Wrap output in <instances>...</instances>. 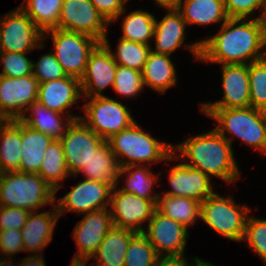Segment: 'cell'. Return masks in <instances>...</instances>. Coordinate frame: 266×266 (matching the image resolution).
I'll use <instances>...</instances> for the list:
<instances>
[{"mask_svg":"<svg viewBox=\"0 0 266 266\" xmlns=\"http://www.w3.org/2000/svg\"><path fill=\"white\" fill-rule=\"evenodd\" d=\"M212 37L186 44L195 61L216 64H250L263 59L261 19L229 18Z\"/></svg>","mask_w":266,"mask_h":266,"instance_id":"6da1fadb","label":"cell"},{"mask_svg":"<svg viewBox=\"0 0 266 266\" xmlns=\"http://www.w3.org/2000/svg\"><path fill=\"white\" fill-rule=\"evenodd\" d=\"M177 160L229 184L240 178L232 145L215 129L173 145L172 161Z\"/></svg>","mask_w":266,"mask_h":266,"instance_id":"7a4b0ae2","label":"cell"},{"mask_svg":"<svg viewBox=\"0 0 266 266\" xmlns=\"http://www.w3.org/2000/svg\"><path fill=\"white\" fill-rule=\"evenodd\" d=\"M204 115L217 121L214 128L231 145L234 138L266 154V111L247 108H201ZM229 134V135H228ZM230 136V137H229Z\"/></svg>","mask_w":266,"mask_h":266,"instance_id":"3957f363","label":"cell"},{"mask_svg":"<svg viewBox=\"0 0 266 266\" xmlns=\"http://www.w3.org/2000/svg\"><path fill=\"white\" fill-rule=\"evenodd\" d=\"M120 167L153 166V163L172 160L173 145L154 138L135 121L128 128L107 140Z\"/></svg>","mask_w":266,"mask_h":266,"instance_id":"277c9868","label":"cell"},{"mask_svg":"<svg viewBox=\"0 0 266 266\" xmlns=\"http://www.w3.org/2000/svg\"><path fill=\"white\" fill-rule=\"evenodd\" d=\"M55 195V190L38 174L15 171L0 176L1 207L34 212L45 205L55 204Z\"/></svg>","mask_w":266,"mask_h":266,"instance_id":"5b68a950","label":"cell"},{"mask_svg":"<svg viewBox=\"0 0 266 266\" xmlns=\"http://www.w3.org/2000/svg\"><path fill=\"white\" fill-rule=\"evenodd\" d=\"M233 196L223 197L216 191L201 201V220L212 230L234 242H241L250 207L236 204Z\"/></svg>","mask_w":266,"mask_h":266,"instance_id":"8992f818","label":"cell"},{"mask_svg":"<svg viewBox=\"0 0 266 266\" xmlns=\"http://www.w3.org/2000/svg\"><path fill=\"white\" fill-rule=\"evenodd\" d=\"M47 34L53 42L52 52L67 76L80 80L85 73L90 53L100 42L89 35L58 28L44 32L43 42Z\"/></svg>","mask_w":266,"mask_h":266,"instance_id":"52a82bcc","label":"cell"},{"mask_svg":"<svg viewBox=\"0 0 266 266\" xmlns=\"http://www.w3.org/2000/svg\"><path fill=\"white\" fill-rule=\"evenodd\" d=\"M84 99L89 101L81 106L86 116L80 119L105 141L135 122L130 109L115 99L106 95Z\"/></svg>","mask_w":266,"mask_h":266,"instance_id":"ba28073f","label":"cell"},{"mask_svg":"<svg viewBox=\"0 0 266 266\" xmlns=\"http://www.w3.org/2000/svg\"><path fill=\"white\" fill-rule=\"evenodd\" d=\"M44 44L43 32L19 6L0 18L1 52L31 53Z\"/></svg>","mask_w":266,"mask_h":266,"instance_id":"9c48e42d","label":"cell"},{"mask_svg":"<svg viewBox=\"0 0 266 266\" xmlns=\"http://www.w3.org/2000/svg\"><path fill=\"white\" fill-rule=\"evenodd\" d=\"M109 25L90 0H63L58 29L83 33L102 43Z\"/></svg>","mask_w":266,"mask_h":266,"instance_id":"30bf717a","label":"cell"},{"mask_svg":"<svg viewBox=\"0 0 266 266\" xmlns=\"http://www.w3.org/2000/svg\"><path fill=\"white\" fill-rule=\"evenodd\" d=\"M117 188H113L109 204L113 226L143 232L141 225L152 218L158 200H147Z\"/></svg>","mask_w":266,"mask_h":266,"instance_id":"8fae6325","label":"cell"},{"mask_svg":"<svg viewBox=\"0 0 266 266\" xmlns=\"http://www.w3.org/2000/svg\"><path fill=\"white\" fill-rule=\"evenodd\" d=\"M113 187L107 183L84 179L79 181L55 205L59 216L68 212L87 214L109 208Z\"/></svg>","mask_w":266,"mask_h":266,"instance_id":"7c38bea8","label":"cell"},{"mask_svg":"<svg viewBox=\"0 0 266 266\" xmlns=\"http://www.w3.org/2000/svg\"><path fill=\"white\" fill-rule=\"evenodd\" d=\"M156 249L159 256H184L188 228L165 216L158 209L142 232Z\"/></svg>","mask_w":266,"mask_h":266,"instance_id":"4fadbf2b","label":"cell"},{"mask_svg":"<svg viewBox=\"0 0 266 266\" xmlns=\"http://www.w3.org/2000/svg\"><path fill=\"white\" fill-rule=\"evenodd\" d=\"M68 171L75 175L105 141L81 119L72 120L60 139Z\"/></svg>","mask_w":266,"mask_h":266,"instance_id":"5bb4252c","label":"cell"},{"mask_svg":"<svg viewBox=\"0 0 266 266\" xmlns=\"http://www.w3.org/2000/svg\"><path fill=\"white\" fill-rule=\"evenodd\" d=\"M38 80L31 75L11 78L0 75V110L8 120H19L37 101Z\"/></svg>","mask_w":266,"mask_h":266,"instance_id":"9a60e30c","label":"cell"},{"mask_svg":"<svg viewBox=\"0 0 266 266\" xmlns=\"http://www.w3.org/2000/svg\"><path fill=\"white\" fill-rule=\"evenodd\" d=\"M117 66L110 50L99 43L90 53L85 73L80 79L83 97L104 96L103 91L107 87L113 88Z\"/></svg>","mask_w":266,"mask_h":266,"instance_id":"2e32d148","label":"cell"},{"mask_svg":"<svg viewBox=\"0 0 266 266\" xmlns=\"http://www.w3.org/2000/svg\"><path fill=\"white\" fill-rule=\"evenodd\" d=\"M221 68L223 98L201 102V108L250 107L249 64H225Z\"/></svg>","mask_w":266,"mask_h":266,"instance_id":"e0dca14e","label":"cell"},{"mask_svg":"<svg viewBox=\"0 0 266 266\" xmlns=\"http://www.w3.org/2000/svg\"><path fill=\"white\" fill-rule=\"evenodd\" d=\"M112 227L109 208L84 214L72 232L78 247L74 259L90 260Z\"/></svg>","mask_w":266,"mask_h":266,"instance_id":"ac0fdd59","label":"cell"},{"mask_svg":"<svg viewBox=\"0 0 266 266\" xmlns=\"http://www.w3.org/2000/svg\"><path fill=\"white\" fill-rule=\"evenodd\" d=\"M81 96L83 97L80 80L67 76L39 83L37 101L50 110L76 120L80 119V116L66 112L81 99Z\"/></svg>","mask_w":266,"mask_h":266,"instance_id":"d6986e66","label":"cell"},{"mask_svg":"<svg viewBox=\"0 0 266 266\" xmlns=\"http://www.w3.org/2000/svg\"><path fill=\"white\" fill-rule=\"evenodd\" d=\"M170 170L168 183L171 189L162 195L186 197L201 202L214 193L212 179L200 170L182 161Z\"/></svg>","mask_w":266,"mask_h":266,"instance_id":"ffe728a7","label":"cell"},{"mask_svg":"<svg viewBox=\"0 0 266 266\" xmlns=\"http://www.w3.org/2000/svg\"><path fill=\"white\" fill-rule=\"evenodd\" d=\"M51 212H30L21 229L24 252L43 254L41 251L52 241L56 222L60 218L56 205Z\"/></svg>","mask_w":266,"mask_h":266,"instance_id":"44dd1931","label":"cell"},{"mask_svg":"<svg viewBox=\"0 0 266 266\" xmlns=\"http://www.w3.org/2000/svg\"><path fill=\"white\" fill-rule=\"evenodd\" d=\"M165 16L155 21L153 40L154 49L151 51L170 55L185 44L186 22L176 8L166 9Z\"/></svg>","mask_w":266,"mask_h":266,"instance_id":"7402d4cb","label":"cell"},{"mask_svg":"<svg viewBox=\"0 0 266 266\" xmlns=\"http://www.w3.org/2000/svg\"><path fill=\"white\" fill-rule=\"evenodd\" d=\"M119 171V162L112 152L109 142L104 141L73 177L76 178L78 174L82 173L85 179L107 183L114 188L119 186Z\"/></svg>","mask_w":266,"mask_h":266,"instance_id":"603a6c76","label":"cell"},{"mask_svg":"<svg viewBox=\"0 0 266 266\" xmlns=\"http://www.w3.org/2000/svg\"><path fill=\"white\" fill-rule=\"evenodd\" d=\"M136 231L113 226L90 259L91 266H124L129 242Z\"/></svg>","mask_w":266,"mask_h":266,"instance_id":"cb8c5ba5","label":"cell"},{"mask_svg":"<svg viewBox=\"0 0 266 266\" xmlns=\"http://www.w3.org/2000/svg\"><path fill=\"white\" fill-rule=\"evenodd\" d=\"M177 73L170 55L151 51L142 71L144 87H151L159 94L177 85Z\"/></svg>","mask_w":266,"mask_h":266,"instance_id":"d4e9b609","label":"cell"},{"mask_svg":"<svg viewBox=\"0 0 266 266\" xmlns=\"http://www.w3.org/2000/svg\"><path fill=\"white\" fill-rule=\"evenodd\" d=\"M19 120L30 128L42 132L53 139H61L72 119L68 115L53 111L38 101L33 102ZM66 116V117H65ZM64 119H66L64 122Z\"/></svg>","mask_w":266,"mask_h":266,"instance_id":"484cf974","label":"cell"},{"mask_svg":"<svg viewBox=\"0 0 266 266\" xmlns=\"http://www.w3.org/2000/svg\"><path fill=\"white\" fill-rule=\"evenodd\" d=\"M176 9L188 26H207L220 22L221 26L229 19L223 0H182Z\"/></svg>","mask_w":266,"mask_h":266,"instance_id":"4316f807","label":"cell"},{"mask_svg":"<svg viewBox=\"0 0 266 266\" xmlns=\"http://www.w3.org/2000/svg\"><path fill=\"white\" fill-rule=\"evenodd\" d=\"M22 122L0 124V169L2 173L19 171L22 151Z\"/></svg>","mask_w":266,"mask_h":266,"instance_id":"83f0119b","label":"cell"},{"mask_svg":"<svg viewBox=\"0 0 266 266\" xmlns=\"http://www.w3.org/2000/svg\"><path fill=\"white\" fill-rule=\"evenodd\" d=\"M53 138L22 122V151L19 172L38 174L44 153Z\"/></svg>","mask_w":266,"mask_h":266,"instance_id":"f1b7e54d","label":"cell"},{"mask_svg":"<svg viewBox=\"0 0 266 266\" xmlns=\"http://www.w3.org/2000/svg\"><path fill=\"white\" fill-rule=\"evenodd\" d=\"M152 166H127L120 167L119 175H118V183L119 177H123V175L127 174L125 178L124 187L118 188V190L135 194L138 197L147 199V200H159L160 192L153 193L154 184L159 183V176L154 175V172L150 169Z\"/></svg>","mask_w":266,"mask_h":266,"instance_id":"f546056e","label":"cell"},{"mask_svg":"<svg viewBox=\"0 0 266 266\" xmlns=\"http://www.w3.org/2000/svg\"><path fill=\"white\" fill-rule=\"evenodd\" d=\"M157 209L170 219L183 224L186 228L201 219V202L180 196H159Z\"/></svg>","mask_w":266,"mask_h":266,"instance_id":"4dcf8cb0","label":"cell"},{"mask_svg":"<svg viewBox=\"0 0 266 266\" xmlns=\"http://www.w3.org/2000/svg\"><path fill=\"white\" fill-rule=\"evenodd\" d=\"M38 175L55 190V193L63 187L61 186L62 181L65 178L71 177L66 165L64 149L60 139H54L47 147Z\"/></svg>","mask_w":266,"mask_h":266,"instance_id":"1f68e13d","label":"cell"},{"mask_svg":"<svg viewBox=\"0 0 266 266\" xmlns=\"http://www.w3.org/2000/svg\"><path fill=\"white\" fill-rule=\"evenodd\" d=\"M124 17L121 27L123 34L120 38L151 46L155 30V16L139 9Z\"/></svg>","mask_w":266,"mask_h":266,"instance_id":"d6a6232c","label":"cell"},{"mask_svg":"<svg viewBox=\"0 0 266 266\" xmlns=\"http://www.w3.org/2000/svg\"><path fill=\"white\" fill-rule=\"evenodd\" d=\"M63 0H24L19 7L44 33L56 29Z\"/></svg>","mask_w":266,"mask_h":266,"instance_id":"836d02e7","label":"cell"},{"mask_svg":"<svg viewBox=\"0 0 266 266\" xmlns=\"http://www.w3.org/2000/svg\"><path fill=\"white\" fill-rule=\"evenodd\" d=\"M111 52L114 61L121 66L142 72L152 46L119 38L116 53L113 52L107 36L102 42Z\"/></svg>","mask_w":266,"mask_h":266,"instance_id":"e575fe53","label":"cell"},{"mask_svg":"<svg viewBox=\"0 0 266 266\" xmlns=\"http://www.w3.org/2000/svg\"><path fill=\"white\" fill-rule=\"evenodd\" d=\"M159 257L156 249L142 232H137L129 242L124 266H154Z\"/></svg>","mask_w":266,"mask_h":266,"instance_id":"d590c367","label":"cell"},{"mask_svg":"<svg viewBox=\"0 0 266 266\" xmlns=\"http://www.w3.org/2000/svg\"><path fill=\"white\" fill-rule=\"evenodd\" d=\"M249 86L251 107L266 111V61L249 64Z\"/></svg>","mask_w":266,"mask_h":266,"instance_id":"8d00e7d4","label":"cell"},{"mask_svg":"<svg viewBox=\"0 0 266 266\" xmlns=\"http://www.w3.org/2000/svg\"><path fill=\"white\" fill-rule=\"evenodd\" d=\"M112 89L121 97H135V101L138 93L144 89L142 72L118 65Z\"/></svg>","mask_w":266,"mask_h":266,"instance_id":"74e56055","label":"cell"},{"mask_svg":"<svg viewBox=\"0 0 266 266\" xmlns=\"http://www.w3.org/2000/svg\"><path fill=\"white\" fill-rule=\"evenodd\" d=\"M244 240L266 266V219L248 215L242 241Z\"/></svg>","mask_w":266,"mask_h":266,"instance_id":"f35d334b","label":"cell"},{"mask_svg":"<svg viewBox=\"0 0 266 266\" xmlns=\"http://www.w3.org/2000/svg\"><path fill=\"white\" fill-rule=\"evenodd\" d=\"M28 53L1 52L0 63L3 66L0 75L18 78L32 74L33 60L27 58Z\"/></svg>","mask_w":266,"mask_h":266,"instance_id":"ab89813d","label":"cell"},{"mask_svg":"<svg viewBox=\"0 0 266 266\" xmlns=\"http://www.w3.org/2000/svg\"><path fill=\"white\" fill-rule=\"evenodd\" d=\"M32 74L38 83L67 77L53 52L42 55L36 63L33 61Z\"/></svg>","mask_w":266,"mask_h":266,"instance_id":"60d3db41","label":"cell"},{"mask_svg":"<svg viewBox=\"0 0 266 266\" xmlns=\"http://www.w3.org/2000/svg\"><path fill=\"white\" fill-rule=\"evenodd\" d=\"M228 18L261 19L266 0H223ZM259 10L260 15L255 17ZM253 15V17H252Z\"/></svg>","mask_w":266,"mask_h":266,"instance_id":"b9f144b4","label":"cell"},{"mask_svg":"<svg viewBox=\"0 0 266 266\" xmlns=\"http://www.w3.org/2000/svg\"><path fill=\"white\" fill-rule=\"evenodd\" d=\"M22 251L24 252L21 229L0 230V256L13 258Z\"/></svg>","mask_w":266,"mask_h":266,"instance_id":"7bdbcfd3","label":"cell"},{"mask_svg":"<svg viewBox=\"0 0 266 266\" xmlns=\"http://www.w3.org/2000/svg\"><path fill=\"white\" fill-rule=\"evenodd\" d=\"M30 211L22 208L0 206V230L22 229Z\"/></svg>","mask_w":266,"mask_h":266,"instance_id":"ee69618b","label":"cell"},{"mask_svg":"<svg viewBox=\"0 0 266 266\" xmlns=\"http://www.w3.org/2000/svg\"><path fill=\"white\" fill-rule=\"evenodd\" d=\"M98 12L111 24L116 22L121 15L126 14V4L130 0H90Z\"/></svg>","mask_w":266,"mask_h":266,"instance_id":"f6af8a7d","label":"cell"},{"mask_svg":"<svg viewBox=\"0 0 266 266\" xmlns=\"http://www.w3.org/2000/svg\"><path fill=\"white\" fill-rule=\"evenodd\" d=\"M199 257L192 258V263H188L185 256H159L154 266H194Z\"/></svg>","mask_w":266,"mask_h":266,"instance_id":"bcb514c9","label":"cell"},{"mask_svg":"<svg viewBox=\"0 0 266 266\" xmlns=\"http://www.w3.org/2000/svg\"><path fill=\"white\" fill-rule=\"evenodd\" d=\"M20 266H46L44 256L42 254H33L20 260Z\"/></svg>","mask_w":266,"mask_h":266,"instance_id":"7dc6e473","label":"cell"},{"mask_svg":"<svg viewBox=\"0 0 266 266\" xmlns=\"http://www.w3.org/2000/svg\"><path fill=\"white\" fill-rule=\"evenodd\" d=\"M158 4L159 7L169 9V8H177L182 0H154Z\"/></svg>","mask_w":266,"mask_h":266,"instance_id":"c3c4849f","label":"cell"},{"mask_svg":"<svg viewBox=\"0 0 266 266\" xmlns=\"http://www.w3.org/2000/svg\"><path fill=\"white\" fill-rule=\"evenodd\" d=\"M0 266H20V262L18 263H15L14 260H12V257H6V256H3L2 258H0ZM11 259V261H10ZM18 264V265H17Z\"/></svg>","mask_w":266,"mask_h":266,"instance_id":"681fc988","label":"cell"},{"mask_svg":"<svg viewBox=\"0 0 266 266\" xmlns=\"http://www.w3.org/2000/svg\"><path fill=\"white\" fill-rule=\"evenodd\" d=\"M88 261L89 259H74L73 258L70 266H91V263L90 265H86Z\"/></svg>","mask_w":266,"mask_h":266,"instance_id":"f907efd6","label":"cell"},{"mask_svg":"<svg viewBox=\"0 0 266 266\" xmlns=\"http://www.w3.org/2000/svg\"><path fill=\"white\" fill-rule=\"evenodd\" d=\"M194 266H215L211 262L204 261L201 258H198L194 264Z\"/></svg>","mask_w":266,"mask_h":266,"instance_id":"816d5d0a","label":"cell"},{"mask_svg":"<svg viewBox=\"0 0 266 266\" xmlns=\"http://www.w3.org/2000/svg\"><path fill=\"white\" fill-rule=\"evenodd\" d=\"M261 22L264 29V33L266 34V3L264 5L263 14L261 16Z\"/></svg>","mask_w":266,"mask_h":266,"instance_id":"f5cc1de1","label":"cell"},{"mask_svg":"<svg viewBox=\"0 0 266 266\" xmlns=\"http://www.w3.org/2000/svg\"><path fill=\"white\" fill-rule=\"evenodd\" d=\"M7 121H9V120L2 114V112L0 110V124L5 123Z\"/></svg>","mask_w":266,"mask_h":266,"instance_id":"db71d44e","label":"cell"},{"mask_svg":"<svg viewBox=\"0 0 266 266\" xmlns=\"http://www.w3.org/2000/svg\"><path fill=\"white\" fill-rule=\"evenodd\" d=\"M263 59L266 61V34H264V56Z\"/></svg>","mask_w":266,"mask_h":266,"instance_id":"11a10c76","label":"cell"}]
</instances>
